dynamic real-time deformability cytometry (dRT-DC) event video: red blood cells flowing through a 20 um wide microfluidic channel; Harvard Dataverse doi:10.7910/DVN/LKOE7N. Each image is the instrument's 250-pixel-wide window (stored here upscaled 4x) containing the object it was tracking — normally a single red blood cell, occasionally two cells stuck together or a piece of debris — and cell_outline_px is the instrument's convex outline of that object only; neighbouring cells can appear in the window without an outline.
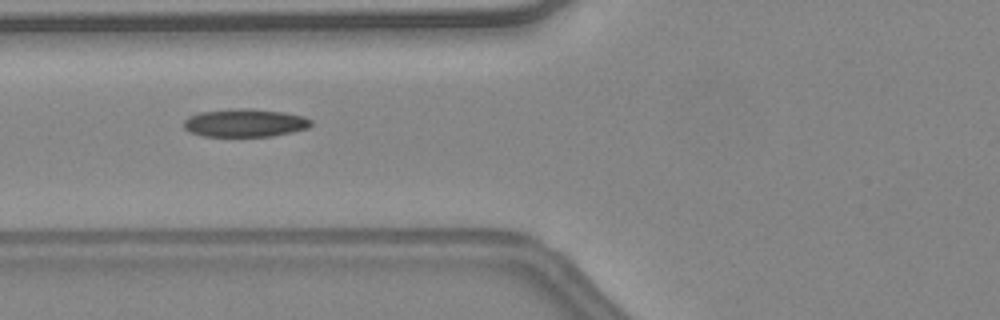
{"species": "common noctule bat (a hibernating species)", "species_latin": "Nyctalus noctula", "temperature_condition": "warm", "stored_images_in_passage": 32, "camera_frame_rate_fps": 3000, "um_per_image_px": 0.085, "animal": {"sex": "female", "body_mass_g": 24.6, "forearm_length_mm": 56.2}, "frame": {"image": 1, "passage_image": 5, "time_ms": 1.333, "image_size_px": [1000, 320], "cell_outline_px": [[312, 124], [308, 128], [292, 132], [272, 136], [204, 136], [188, 132], [184, 128], [184, 120], [188, 116], [200, 112], [236, 108], [240, 108], [280, 112], [304, 116], [312, 120]], "centroid_in_image_um": [20.79, 10.45], "position_along_channel_um": 105.0, "area_um2": 20.69}, "authors_computed_cell_mechanics": {"area_um2": 20.4034, "velocity_mm_per_s": 4.5555, "shape_relaxation_time_tau1_ms": 7.8394, "shape_relaxation_time_tau2_ms": 1.9503, "deformation_change_tau1": 0.2073, "deformation_change_tau2": 0.0848}}